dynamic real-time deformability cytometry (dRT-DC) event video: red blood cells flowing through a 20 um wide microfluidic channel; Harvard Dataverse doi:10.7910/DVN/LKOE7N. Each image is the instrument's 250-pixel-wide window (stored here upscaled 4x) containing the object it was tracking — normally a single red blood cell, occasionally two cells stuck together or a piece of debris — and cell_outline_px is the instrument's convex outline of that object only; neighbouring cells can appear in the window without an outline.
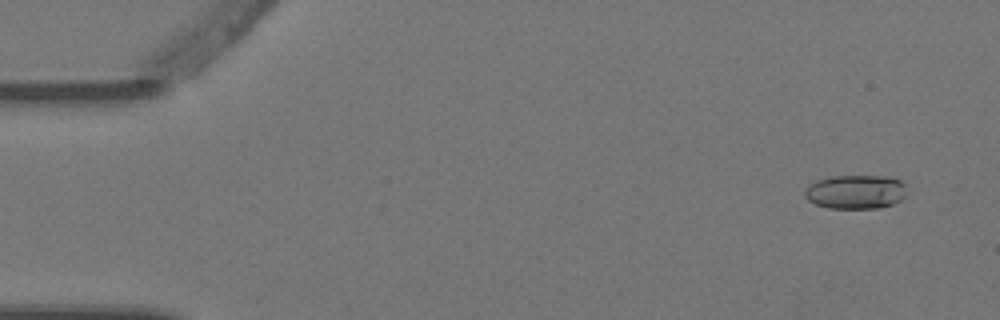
{"species": "Egyptian fruit bat (a non-hibernating species)", "species_latin": "Rousettus aegyptiacus", "temperature_condition": "warm", "stored_images_in_passage": 6, "camera_frame_rate_fps": 3000, "um_per_image_px": 0.085, "animal": {"sex": "female"}, "frame": {"image": 1, "passage_image": 2, "time_ms": 0.333, "image_size_px": [1000, 320], "cell_outline_px": [[904, 196], [900, 200], [892, 204], [876, 208], [828, 208], [816, 204], [808, 200], [804, 196], [804, 192], [816, 180], [832, 176], [888, 176], [900, 180], [904, 184]], "centroid_in_image_um": [72.72, 16.3], "position_along_channel_um": 12.3, "area_um2": 20.0}}